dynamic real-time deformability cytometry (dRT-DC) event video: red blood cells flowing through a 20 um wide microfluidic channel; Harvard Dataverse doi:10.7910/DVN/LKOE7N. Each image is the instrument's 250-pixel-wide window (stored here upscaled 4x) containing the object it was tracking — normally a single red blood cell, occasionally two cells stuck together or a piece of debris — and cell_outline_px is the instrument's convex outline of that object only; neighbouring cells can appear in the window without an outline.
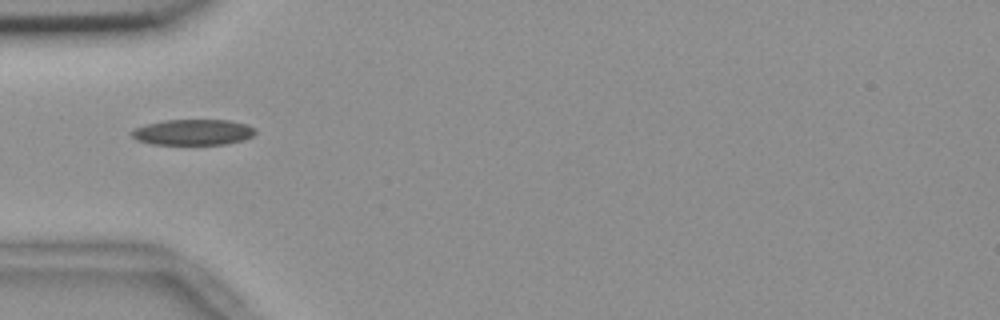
{"species": "common noctule bat (a hibernating species)", "species_latin": "Nyctalus noctula", "temperature_condition": "room temperature", "stored_images_in_passage": 7, "camera_frame_rate_fps": 3000, "um_per_image_px": 0.085, "animal": {"sex": "female", "body_mass_g": 18.4}, "frame": {"image": 1, "passage_image": 5, "time_ms": 1.333, "image_size_px": [1000, 320], "cell_outline_px": [[256, 132], [252, 136], [244, 140], [224, 144], [152, 144], [136, 140], [132, 136], [132, 132], [136, 128], [144, 124], [164, 120], [228, 120], [244, 124], [256, 128]], "centroid_in_image_um": [16.41, 11.23], "position_along_channel_um": 68.6, "area_um2": 18.5}}